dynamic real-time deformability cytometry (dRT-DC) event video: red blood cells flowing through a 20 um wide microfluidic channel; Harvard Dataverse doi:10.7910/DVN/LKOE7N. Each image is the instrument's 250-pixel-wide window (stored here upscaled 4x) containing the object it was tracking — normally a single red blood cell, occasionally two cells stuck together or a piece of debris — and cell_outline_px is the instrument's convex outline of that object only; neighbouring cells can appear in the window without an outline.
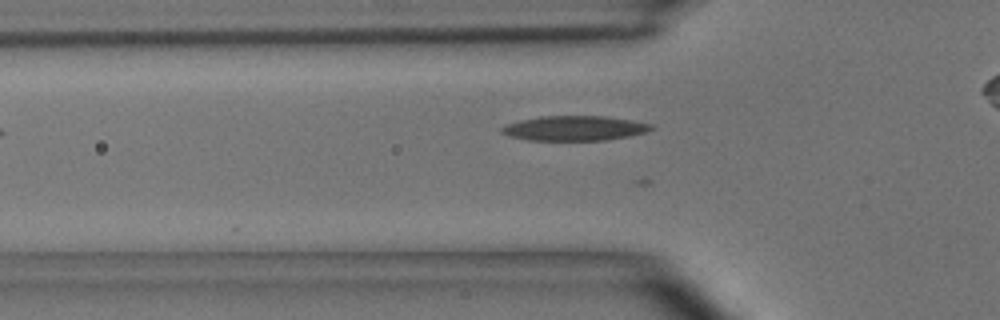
{"species": "common noctule bat (a hibernating species)", "species_latin": "Nyctalus noctula", "temperature_condition": "room temperature", "stored_images_in_passage": 25, "camera_frame_rate_fps": 3000, "um_per_image_px": 0.085, "animal": {"sex": "male", "body_mass_g": 15.6}, "frame": {"image": 1, "passage_image": 9, "time_ms": 2.667, "image_size_px": [1000, 320], "cell_outline_px": [[656, 128], [648, 132], [628, 136], [604, 140], [528, 140], [508, 136], [500, 132], [500, 128], [508, 124], [520, 120], [540, 116], [604, 116], [632, 120], [652, 124]], "centroid_in_image_um": [48.85, 10.9], "position_along_channel_um": 77.0, "area_um2": 21.68}}
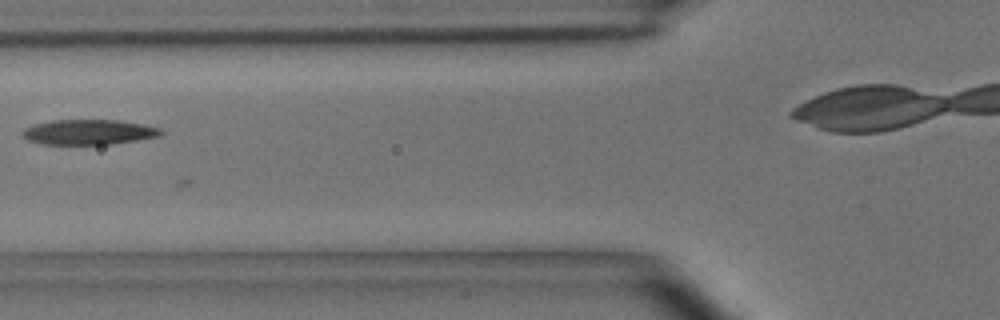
{"frame": {"image": 2, "passage_image": 12, "time_ms": 3.667, "image_size_px": [1000, 320], "cell_outline_px": [[164, 132], [160, 136], [112, 144], [40, 144], [28, 140], [20, 132], [24, 128], [36, 124], [52, 120], [120, 120], [144, 124], [160, 128]], "centroid_in_image_um": [7.55, 11.22], "position_along_channel_um": 118.2, "area_um2": 20.29}}
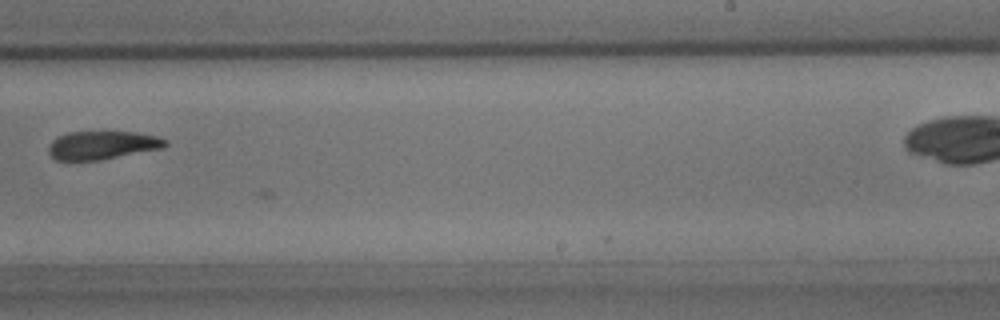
{"frame": {"image": 3, "passage_image": 24, "time_ms": 7.667, "image_size_px": [1000, 320], "cell_outline_px": [[168, 144], [164, 148], [100, 160], [56, 160], [48, 152], [48, 144], [56, 136], [68, 132], [140, 132], [156, 136], [168, 140]], "centroid_in_image_um": [8.7, 12.33], "position_along_channel_um": 280.3, "area_um2": 19.48}}